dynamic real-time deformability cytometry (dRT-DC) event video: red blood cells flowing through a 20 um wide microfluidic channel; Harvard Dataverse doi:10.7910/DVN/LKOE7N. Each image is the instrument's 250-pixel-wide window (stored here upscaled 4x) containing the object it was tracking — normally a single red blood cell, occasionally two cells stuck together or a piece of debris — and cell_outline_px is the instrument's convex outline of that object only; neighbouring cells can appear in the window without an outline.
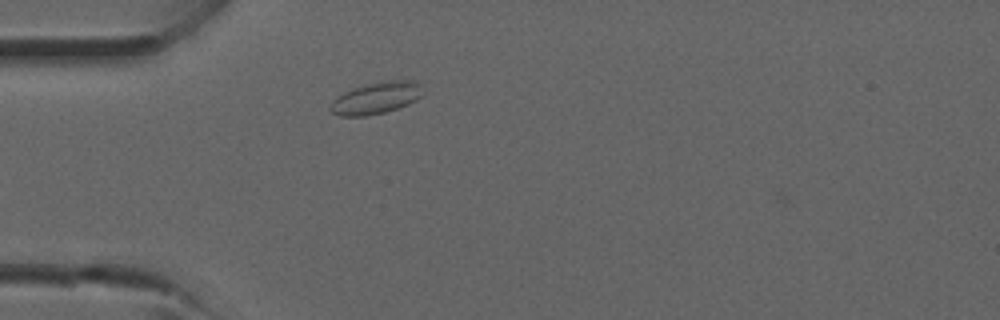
{"species": "common noctule bat (a hibernating species)", "species_latin": "Nyctalus noctula", "temperature_condition": "room temperature", "stored_images_in_passage": 28, "camera_frame_rate_fps": 3000, "um_per_image_px": 0.085, "animal": {"sex": "male", "forearm_length_mm": 52.5}, "frame": {"image": 1, "passage_image": 2, "time_ms": 0.333, "image_size_px": [1000, 320], "cell_outline_px": [[420, 96], [416, 100], [408, 104], [384, 112], [368, 116], [340, 116], [332, 112], [328, 108], [332, 100], [344, 92], [352, 88], [364, 84], [384, 80], [420, 80]], "centroid_in_image_um": [31.94, 8.31], "position_along_channel_um": 53.1, "area_um2": 17.22}}
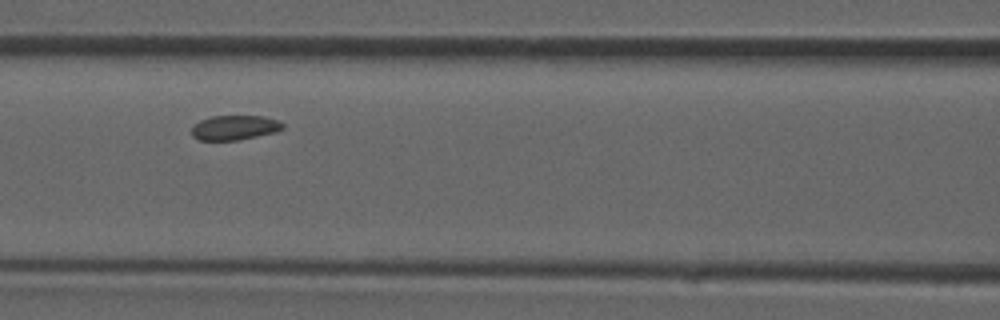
{"frame": {"image": 2, "passage_image": 8, "time_ms": 2.333, "image_size_px": [1000, 320], "cell_outline_px": [[284, 128], [276, 132], [240, 140], [200, 140], [192, 136], [192, 128], [200, 120], [212, 116], [264, 116], [276, 120], [284, 124]], "centroid_in_image_um": [19.96, 10.85], "position_along_channel_um": 146.6, "area_um2": 13.06}}
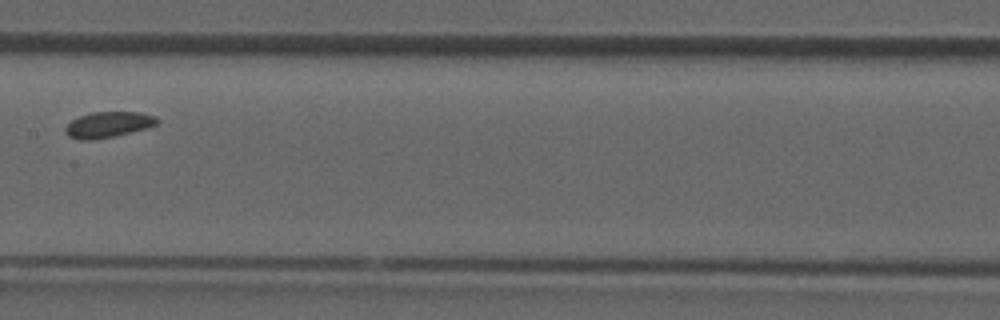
{"frame": {"image": 3, "passage_image": 11, "time_ms": 3.333, "image_size_px": [1000, 320], "cell_outline_px": [[160, 120], [156, 124], [144, 128], [112, 136], [92, 140], [80, 140], [68, 136], [64, 132], [64, 128], [72, 120], [80, 116], [92, 112], [140, 112], [156, 116]], "centroid_in_image_um": [9.17, 10.58], "position_along_channel_um": 198.2, "area_um2": 13.58}}